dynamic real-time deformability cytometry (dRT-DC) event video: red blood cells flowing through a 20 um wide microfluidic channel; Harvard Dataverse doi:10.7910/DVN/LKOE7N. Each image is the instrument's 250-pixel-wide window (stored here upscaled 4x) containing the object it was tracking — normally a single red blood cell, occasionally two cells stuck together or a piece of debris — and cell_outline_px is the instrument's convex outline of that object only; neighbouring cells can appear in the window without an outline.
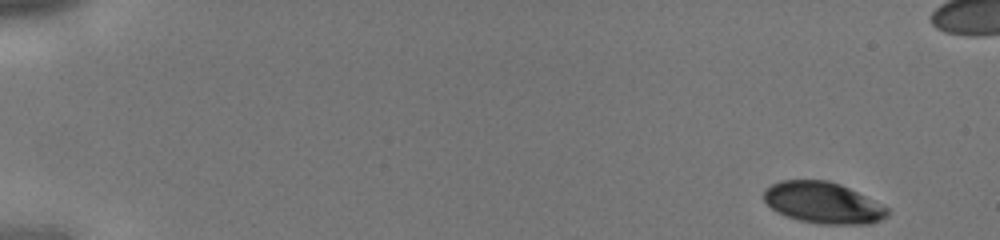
{"species": "human", "species_latin": "Homo sapiens", "temperature_condition": "cold", "stored_images_in_passage": 42, "camera_frame_rate_fps": 3000, "um_per_image_px": 0.085, "donor": {"sex": "male"}, "frame": {"image": 1, "passage_image": 1, "time_ms": 0.0, "image_size_px": [1000, 240], "cell_outline_px": [[888, 216], [880, 220], [868, 224], [820, 224], [800, 220], [776, 212], [764, 200], [764, 188], [780, 180], [828, 180], [840, 184], [888, 208]], "centroid_in_image_um": [69.92, 17.23], "position_along_channel_um": 15.1, "area_um2": 29.48}}
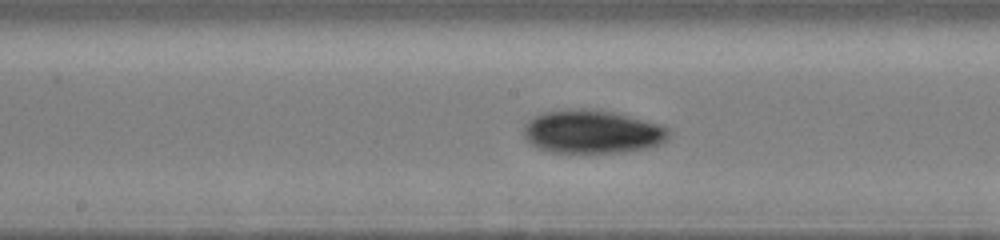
{"frame": {"image": 2, "passage_image": 22, "time_ms": 7.0, "image_size_px": [1000, 240], "cell_outline_px": [[672, 136], [664, 144], [652, 148], [628, 152], [552, 152], [540, 148], [524, 140], [524, 124], [528, 120], [544, 112], [580, 108], [584, 108], [612, 112], [660, 124], [668, 128]], "centroid_in_image_um": [50.41, 11.21], "position_along_channel_um": 197.8, "area_um2": 36.93}}
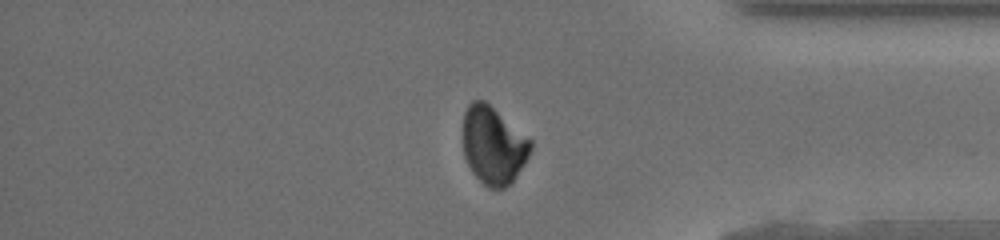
{"frame": {"image": 3, "passage_image": 35, "time_ms": 11.333, "image_size_px": [1000, 240], "cell_outline_px": [[532, 148], [524, 164], [516, 176], [504, 188], [488, 188], [472, 172], [464, 156], [464, 112], [468, 104], [472, 100], [484, 100], [532, 140]], "centroid_in_image_um": [41.93, 12.34], "position_along_channel_um": 393.3, "area_um2": 30.29}}